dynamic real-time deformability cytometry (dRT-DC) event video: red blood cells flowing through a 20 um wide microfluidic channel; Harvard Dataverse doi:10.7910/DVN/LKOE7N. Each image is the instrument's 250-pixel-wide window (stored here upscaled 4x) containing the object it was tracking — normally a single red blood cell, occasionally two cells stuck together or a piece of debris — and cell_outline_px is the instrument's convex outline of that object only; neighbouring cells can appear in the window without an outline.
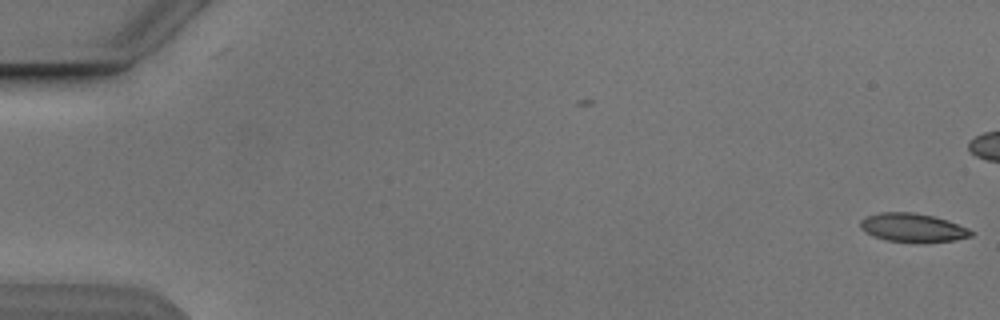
{"species": "Egyptian fruit bat (a non-hibernating species)", "species_latin": "Rousettus aegyptiacus", "temperature_condition": "cold", "stored_images_in_passage": 8, "camera_frame_rate_fps": 3000, "um_per_image_px": 0.085, "animal": {"sex": "male"}, "frame": {"image": 1, "passage_image": 1, "time_ms": 0.0, "image_size_px": [1000, 320], "cell_outline_px": [[976, 232], [972, 236], [952, 240], [888, 240], [872, 236], [860, 228], [860, 220], [864, 216], [880, 212], [912, 212], [932, 216], [948, 220], [968, 228]], "centroid_in_image_um": [77.55, 19.3], "position_along_channel_um": 7.5, "area_um2": 17.92}}
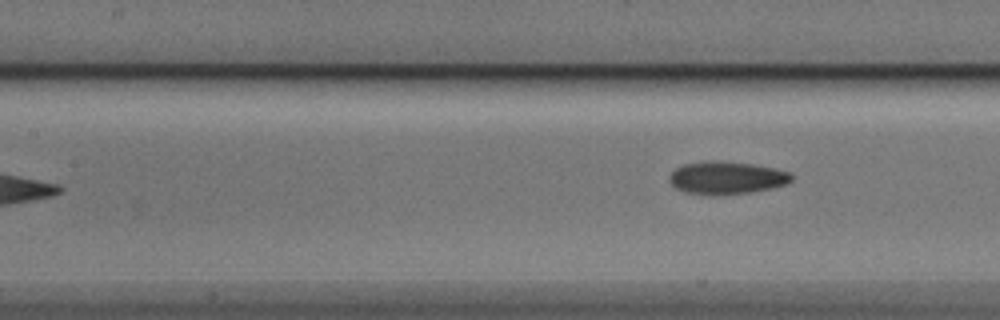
{"frame": {"image": 2, "passage_image": 8, "time_ms": 9.333, "image_size_px": [1000, 320], "cell_outline_px": [[792, 180], [784, 184], [772, 188], [752, 192], [708, 196], [688, 192], [676, 188], [668, 180], [668, 176], [676, 168], [684, 164], [752, 164], [772, 168], [788, 172], [792, 176]], "centroid_in_image_um": [61.76, 15.18], "position_along_channel_um": 145.6, "area_um2": 22.14}}